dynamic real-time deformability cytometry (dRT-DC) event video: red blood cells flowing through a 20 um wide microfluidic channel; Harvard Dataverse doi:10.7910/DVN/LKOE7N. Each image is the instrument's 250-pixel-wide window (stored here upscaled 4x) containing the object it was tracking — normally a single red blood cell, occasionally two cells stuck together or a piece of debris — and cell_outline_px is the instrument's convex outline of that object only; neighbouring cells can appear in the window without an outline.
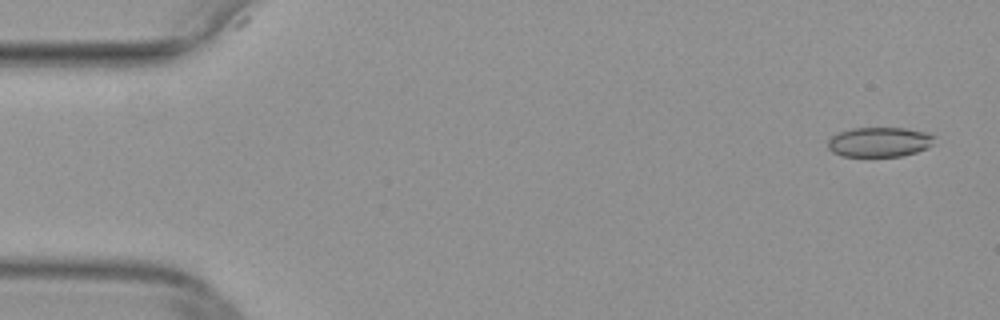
{"species": "common noctule bat (a hibernating species)", "species_latin": "Nyctalus noctula", "temperature_condition": "warm", "stored_images_in_passage": 49, "camera_frame_rate_fps": 3000, "um_per_image_px": 0.085, "animal": {"sex": "female", "body_mass_g": 29.2, "forearm_length_mm": 56.3}, "frame": {"image": 1, "passage_image": 1, "time_ms": 0.0, "image_size_px": [1000, 320], "cell_outline_px": [[936, 136], [932, 144], [928, 148], [916, 152], [900, 156], [840, 156], [832, 152], [828, 148], [828, 140], [836, 132], [852, 128], [904, 128], [928, 132]], "centroid_in_image_um": [74.75, 12.06], "position_along_channel_um": 10.3, "area_um2": 18.67}}
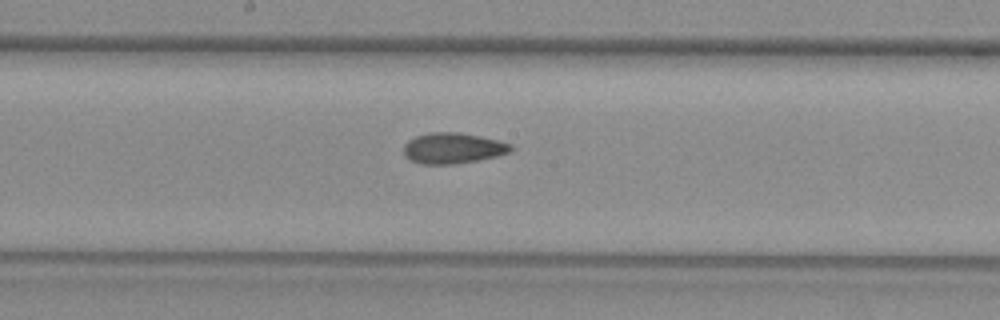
{"frame": {"image": 2, "passage_image": 25, "time_ms": 8.0, "image_size_px": [1000, 320], "cell_outline_px": [[512, 148], [508, 152], [496, 156], [456, 164], [420, 164], [404, 156], [404, 144], [408, 140], [416, 136], [428, 132], [460, 132], [480, 136], [512, 144]], "centroid_in_image_um": [38.45, 12.59], "position_along_channel_um": 209.7, "area_um2": 19.13}}
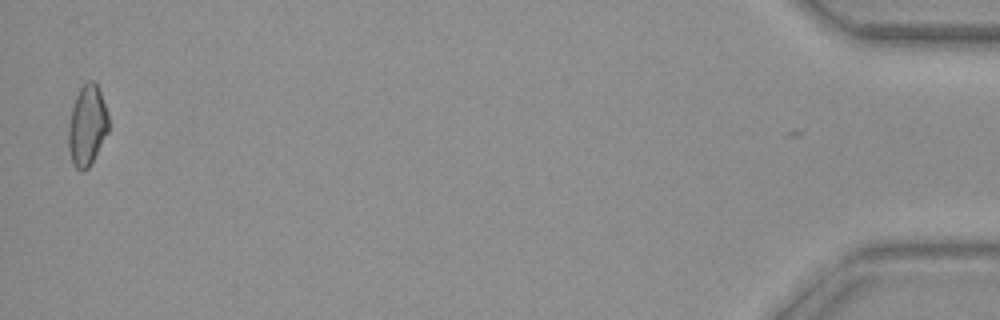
{"frame": {"image": 3, "passage_image": 48, "time_ms": 15.667, "image_size_px": [1000, 320], "cell_outline_px": [[108, 132], [88, 168], [84, 172], [76, 168], [72, 164], [68, 144], [68, 124], [72, 108], [76, 96], [80, 88], [88, 80], [92, 80], [96, 84], [100, 92], [108, 116]], "centroid_in_image_um": [7.39, 10.69], "position_along_channel_um": 427.8, "area_um2": 18.61}}